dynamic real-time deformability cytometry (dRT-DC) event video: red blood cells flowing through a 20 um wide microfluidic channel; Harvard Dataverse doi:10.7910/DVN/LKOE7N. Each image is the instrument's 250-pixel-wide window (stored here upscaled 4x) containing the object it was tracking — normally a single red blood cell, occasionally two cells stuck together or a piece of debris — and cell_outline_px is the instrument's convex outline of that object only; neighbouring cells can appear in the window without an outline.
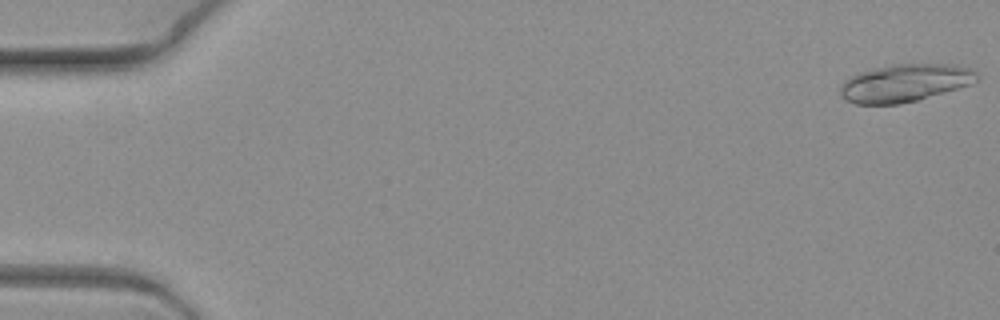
{"species": "common noctule bat (a hibernating species)", "species_latin": "Nyctalus noctula", "temperature_condition": "warm", "stored_images_in_passage": 18, "segment_of_instrument_passage": [1, 2], "camera_frame_rate_fps": 3000, "um_per_image_px": 0.085, "animal": {"sex": "female", "body_mass_g": 19.3, "forearm_length_mm": 54.1}, "frame": {"image": 1, "passage_image": 1, "time_ms": 0.0, "image_size_px": [1000, 320], "cell_outline_px": [[980, 80], [972, 84], [916, 100], [900, 104], [856, 104], [840, 96], [840, 84], [844, 80], [860, 72], [872, 68], [892, 64], [956, 64], [968, 68], [976, 72], [980, 76]], "centroid_in_image_um": [76.92, 7.04], "position_along_channel_um": 8.1, "area_um2": 30.11}}